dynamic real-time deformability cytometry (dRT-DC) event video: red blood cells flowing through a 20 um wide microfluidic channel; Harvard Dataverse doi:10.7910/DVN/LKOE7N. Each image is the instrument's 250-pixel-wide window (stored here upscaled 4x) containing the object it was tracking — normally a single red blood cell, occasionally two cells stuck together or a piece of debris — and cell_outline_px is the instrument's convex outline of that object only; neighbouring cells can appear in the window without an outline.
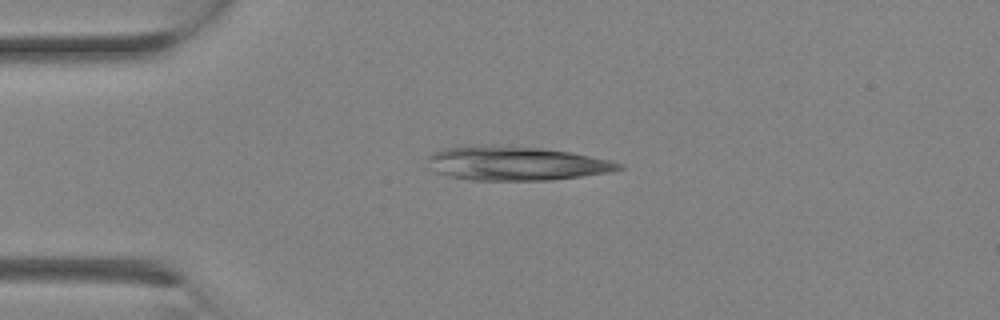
{"species": "Egyptian fruit bat (a non-hibernating species)", "species_latin": "Rousettus aegyptiacus", "temperature_condition": "room temperature", "stored_images_in_passage": 1, "camera_frame_rate_fps": 3000, "um_per_image_px": 0.085, "animal": {"sex": "female"}, "frame": {"image": 1, "passage_image": 1, "time_ms": 0.0, "image_size_px": [1000, 320], "cell_outline_px": [[624, 168], [608, 172], [552, 180], [472, 180], [448, 176], [436, 172], [428, 168], [424, 160], [432, 152], [444, 148], [480, 144], [504, 144], [544, 148], [572, 152], [612, 160], [624, 164]], "centroid_in_image_um": [43.8, 13.86], "position_along_channel_um": 41.2, "area_um2": 38.78}}